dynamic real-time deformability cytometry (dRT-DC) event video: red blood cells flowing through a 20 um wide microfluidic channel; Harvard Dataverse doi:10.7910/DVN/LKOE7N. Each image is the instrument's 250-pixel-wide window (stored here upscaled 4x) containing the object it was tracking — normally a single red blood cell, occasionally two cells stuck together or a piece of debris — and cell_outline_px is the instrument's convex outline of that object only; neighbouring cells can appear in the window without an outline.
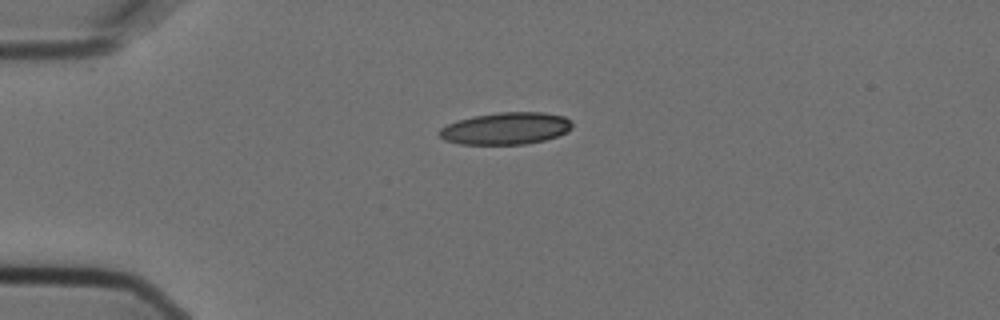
{"species": "Egyptian fruit bat (a non-hibernating species)", "species_latin": "Rousettus aegyptiacus", "temperature_condition": "cold", "stored_images_in_passage": 6, "camera_frame_rate_fps": 3000, "um_per_image_px": 0.085, "animal": {"sex": "female"}, "frame": {"image": 1, "passage_image": 1, "time_ms": 0.0, "image_size_px": [1000, 320], "cell_outline_px": [[572, 128], [568, 132], [544, 140], [524, 144], [460, 144], [444, 140], [436, 132], [440, 128], [456, 120], [476, 116], [500, 112], [544, 112], [564, 116], [572, 120]], "centroid_in_image_um": [43.0, 10.91], "position_along_channel_um": 42.0, "area_um2": 24.91}}
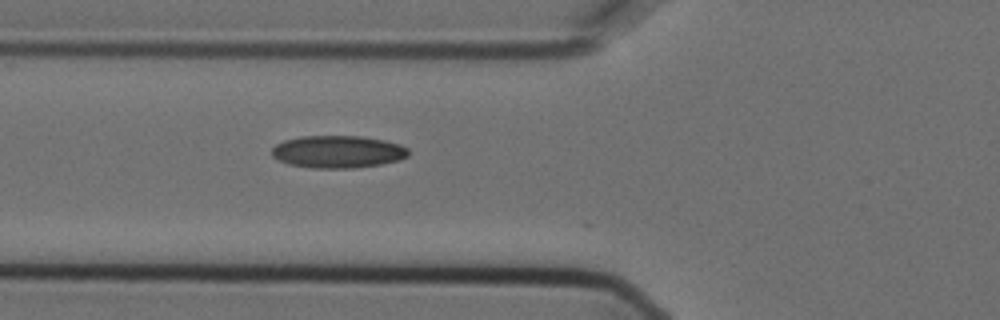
{"frame": {"image": 2, "passage_image": 6, "time_ms": 1.667, "image_size_px": [1000, 320], "cell_outline_px": [[408, 156], [400, 160], [380, 164], [356, 168], [312, 168], [288, 164], [272, 156], [272, 148], [276, 144], [284, 140], [300, 136], [360, 136], [384, 140], [400, 144], [408, 148]], "centroid_in_image_um": [28.72, 12.9], "position_along_channel_um": 97.1, "area_um2": 25.89}}